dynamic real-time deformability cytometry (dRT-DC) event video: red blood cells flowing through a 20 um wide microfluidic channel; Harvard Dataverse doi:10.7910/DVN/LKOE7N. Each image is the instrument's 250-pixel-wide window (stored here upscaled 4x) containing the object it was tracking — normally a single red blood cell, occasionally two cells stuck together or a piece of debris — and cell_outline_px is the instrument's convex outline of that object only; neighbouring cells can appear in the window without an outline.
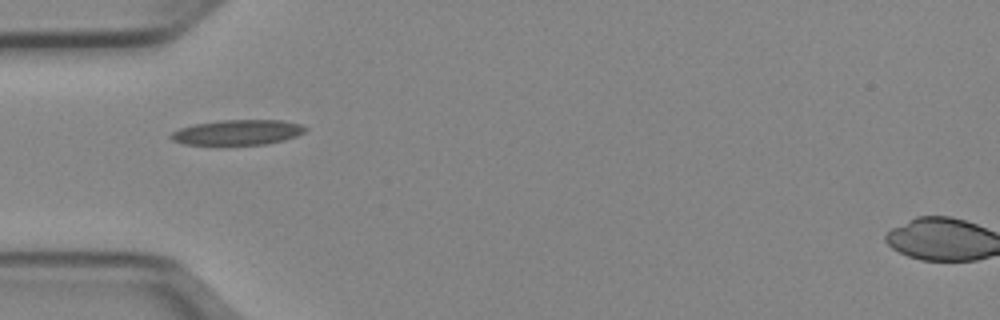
{"species": "Egyptian fruit bat (a non-hibernating species)", "species_latin": "Rousettus aegyptiacus", "temperature_condition": "cold", "stored_images_in_passage": 36, "camera_frame_rate_fps": 3000, "um_per_image_px": 0.085, "animal": {"sex": "female"}, "frame": {"image": 1, "passage_image": 1, "time_ms": 0.0, "image_size_px": [1000, 320], "cell_outline_px": [[308, 128], [304, 132], [296, 136], [284, 140], [264, 144], [184, 144], [172, 140], [168, 136], [172, 132], [180, 128], [196, 124], [220, 120], [280, 120], [300, 124]], "centroid_in_image_um": [20.19, 11.24], "position_along_channel_um": 64.8, "area_um2": 19.48}}
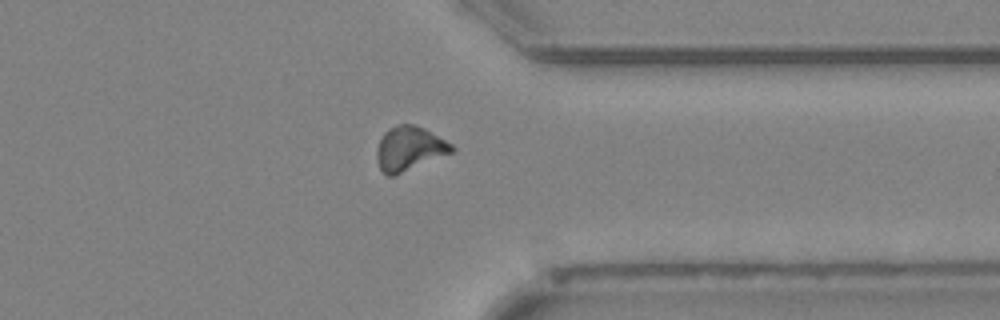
{"frame": {"image": 2, "passage_image": 25, "time_ms": 8.0, "image_size_px": [1000, 320], "cell_outline_px": [[456, 148], [452, 152], [396, 176], [388, 176], [380, 168], [376, 156], [376, 148], [384, 132], [388, 128], [396, 124], [416, 124], [424, 128], [452, 144]], "centroid_in_image_um": [34.78, 12.63], "position_along_channel_um": 376.6, "area_um2": 19.42}}
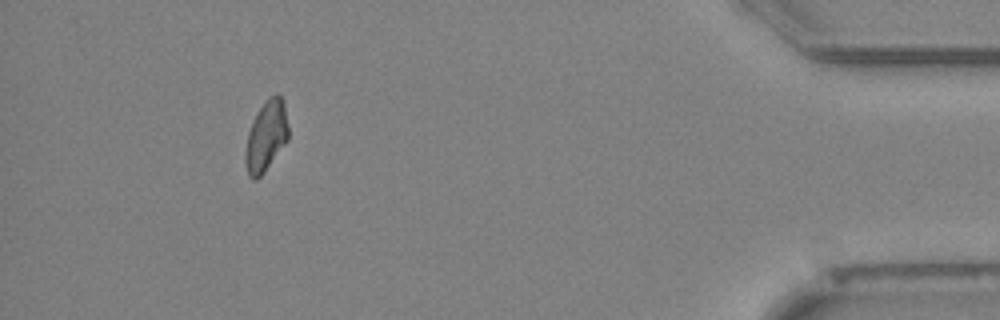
{"frame": {"image": 3, "passage_image": 32, "time_ms": 10.333, "image_size_px": [1000, 320], "cell_outline_px": [[288, 140], [264, 172], [256, 180], [252, 180], [248, 176], [244, 160], [244, 156], [248, 132], [252, 120], [268, 96], [276, 92], [284, 100], [288, 128]], "centroid_in_image_um": [22.61, 11.56], "position_along_channel_um": 412.6, "area_um2": 17.86}}